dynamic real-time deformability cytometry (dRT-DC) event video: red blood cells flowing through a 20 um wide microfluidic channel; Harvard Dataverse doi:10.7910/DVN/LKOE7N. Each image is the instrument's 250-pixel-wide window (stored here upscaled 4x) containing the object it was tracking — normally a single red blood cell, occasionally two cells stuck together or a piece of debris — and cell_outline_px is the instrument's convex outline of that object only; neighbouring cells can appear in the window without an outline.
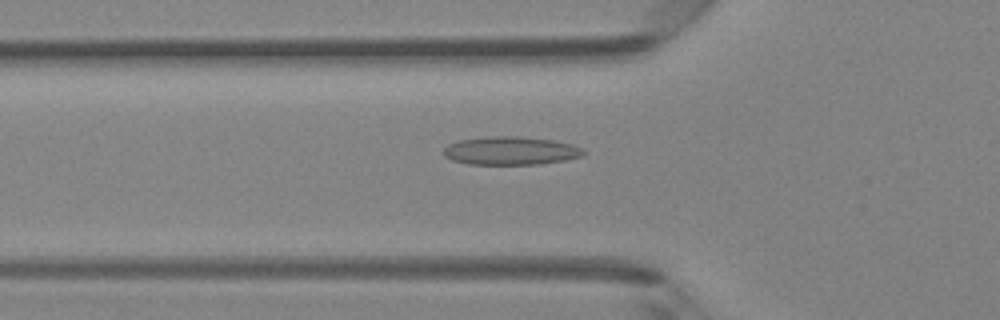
{"species": "Egyptian fruit bat (a non-hibernating species)", "species_latin": "Rousettus aegyptiacus", "temperature_condition": "room temperature", "stored_images_in_passage": 47, "camera_frame_rate_fps": 3000, "um_per_image_px": 0.085, "animal": {"sex": "female"}, "frame": {"image": 1, "passage_image": 16, "time_ms": 5.0, "image_size_px": [1000, 320], "cell_outline_px": [[588, 152], [584, 156], [568, 160], [540, 164], [468, 164], [452, 160], [444, 156], [444, 148], [448, 144], [460, 140], [488, 136], [520, 136], [552, 140], [572, 144], [584, 148]], "centroid_in_image_um": [43.48, 12.81], "position_along_channel_um": 82.3, "area_um2": 23.35}}
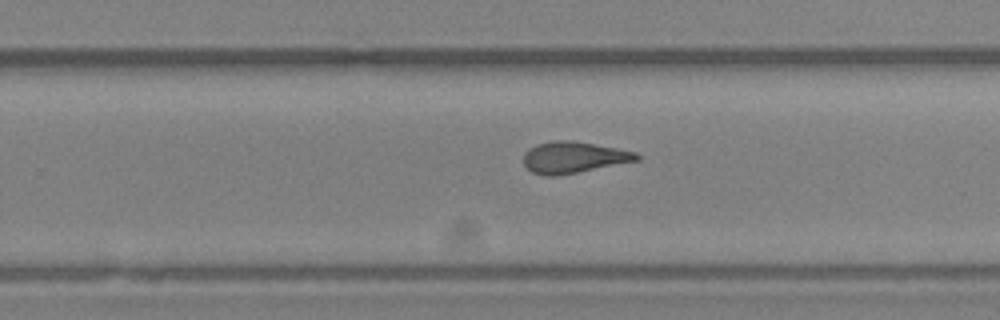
{"frame": {"image": 2, "passage_image": 30, "time_ms": 9.667, "image_size_px": [1000, 320], "cell_outline_px": [[640, 160], [556, 176], [544, 176], [532, 172], [524, 164], [524, 152], [528, 148], [536, 144], [552, 140], [568, 140], [616, 148], [636, 152], [640, 156]], "centroid_in_image_um": [48.72, 13.37], "position_along_channel_um": 281.1, "area_um2": 20.58}}
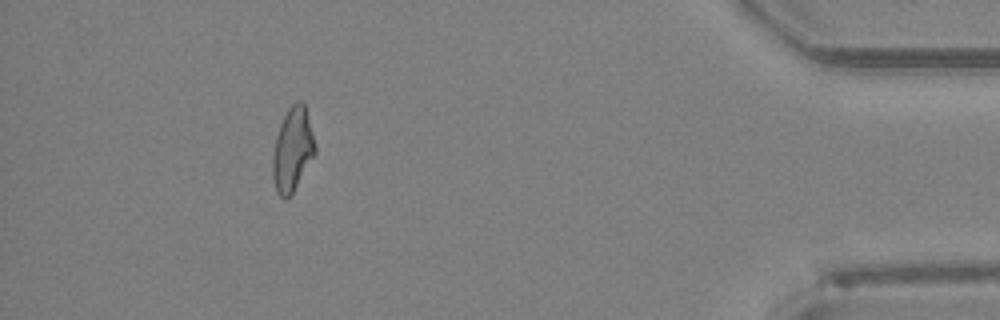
{"frame": {"image": 3, "passage_image": 43, "time_ms": 14.0, "image_size_px": [1000, 320], "cell_outline_px": [[316, 152], [292, 192], [284, 200], [276, 192], [272, 176], [272, 156], [276, 136], [280, 124], [288, 108], [296, 100], [304, 100], [316, 148]], "centroid_in_image_um": [24.85, 12.67], "position_along_channel_um": 410.4, "area_um2": 20.58}, "authors_computed_cell_mechanics": {"area_um2": 20.8658, "velocity_mm_per_s": 4.2655, "shape_relaxation_time_tau1_ms": 6.7218, "shape_relaxation_time_tau2_ms": 1.9597, "deformation_change_tau1": 0.1998, "deformation_change_tau2": 0.1057}}